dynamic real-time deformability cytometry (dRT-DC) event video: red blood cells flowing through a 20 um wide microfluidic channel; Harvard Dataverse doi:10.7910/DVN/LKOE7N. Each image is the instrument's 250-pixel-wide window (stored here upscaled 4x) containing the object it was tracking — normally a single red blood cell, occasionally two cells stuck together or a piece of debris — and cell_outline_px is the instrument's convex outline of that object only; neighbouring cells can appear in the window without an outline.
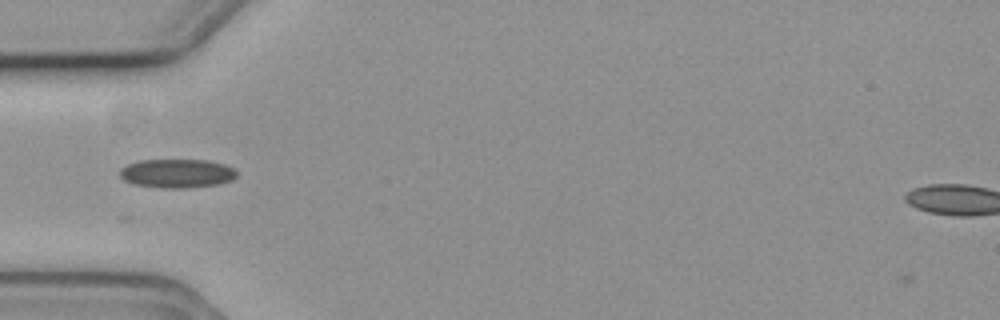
{"species": "common noctule bat (a hibernating species)", "species_latin": "Nyctalus noctula", "temperature_condition": "cold", "stored_images_in_passage": 28, "camera_frame_rate_fps": 3000, "um_per_image_px": 0.085, "animal": {"sex": "female", "body_mass_g": 19.3, "forearm_length_mm": 54.1}, "frame": {"image": 1, "passage_image": 2, "time_ms": 0.333, "image_size_px": [1000, 320], "cell_outline_px": [[236, 176], [232, 180], [216, 184], [192, 188], [160, 188], [136, 184], [124, 180], [120, 176], [120, 168], [128, 164], [140, 160], [208, 160], [224, 164], [232, 168], [236, 172]], "centroid_in_image_um": [15.03, 14.74], "position_along_channel_um": 70.0, "area_um2": 19.59}}
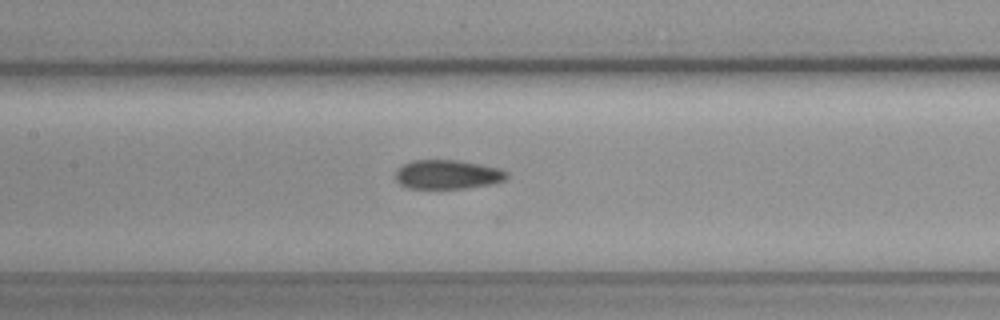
{"frame": {"image": 2, "passage_image": 10, "time_ms": 3.0, "image_size_px": [1000, 320], "cell_outline_px": [[508, 176], [504, 180], [492, 184], [464, 188], [408, 188], [400, 184], [396, 180], [396, 172], [404, 164], [412, 160], [456, 160], [480, 164], [496, 168], [508, 172]], "centroid_in_image_um": [38.04, 14.83], "position_along_channel_um": 169.4, "area_um2": 18.67}}
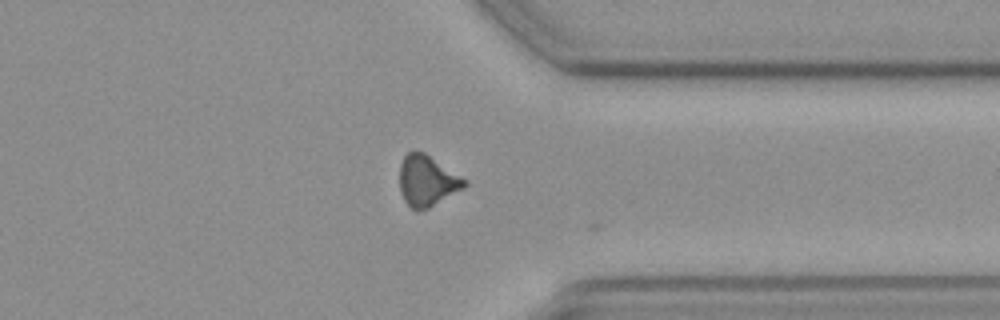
{"frame": {"image": 3, "passage_image": 27, "time_ms": 8.667, "image_size_px": [1000, 320], "cell_outline_px": [[468, 184], [464, 188], [428, 208], [412, 208], [404, 200], [400, 192], [400, 164], [404, 156], [408, 152], [424, 152], [468, 180]], "centroid_in_image_um": [36.32, 15.35], "position_along_channel_um": 375.1, "area_um2": 18.96}, "authors_computed_cell_mechanics": {"area_um2": 19.0162, "velocity_mm_per_s": 3.7191, "shape_relaxation_time_tau1_ms": null, "shape_relaxation_time_tau2_ms": 4.316, "deformation_change_tau1": null, "deformation_change_tau2": 0.0993}}